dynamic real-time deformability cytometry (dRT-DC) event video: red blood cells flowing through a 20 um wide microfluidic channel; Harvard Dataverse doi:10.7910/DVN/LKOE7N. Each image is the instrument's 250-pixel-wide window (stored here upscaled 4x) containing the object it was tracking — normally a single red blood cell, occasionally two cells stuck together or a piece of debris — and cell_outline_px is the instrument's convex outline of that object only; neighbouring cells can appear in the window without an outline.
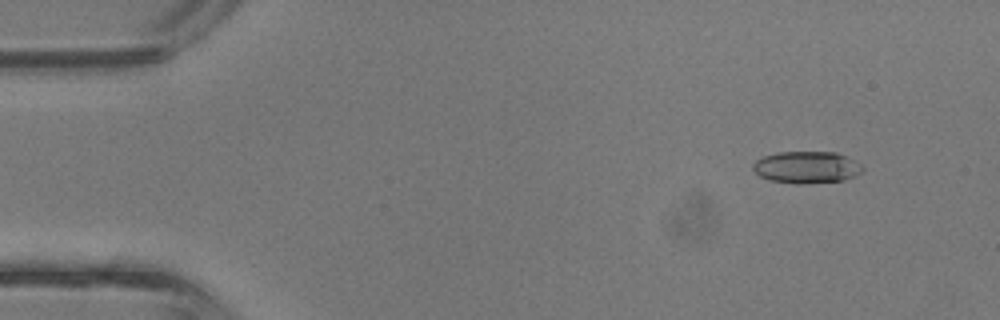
{"species": "common noctule bat (a hibernating species)", "species_latin": "Nyctalus noctula", "temperature_condition": "room temperature", "stored_images_in_passage": 41, "camera_frame_rate_fps": 3000, "um_per_image_px": 0.085, "animal": {"sex": "male", "body_mass_g": 13.3}, "frame": {"image": 1, "passage_image": 3, "time_ms": 0.667, "image_size_px": [1000, 320], "cell_outline_px": [[864, 168], [856, 176], [844, 180], [800, 184], [768, 180], [760, 176], [752, 168], [752, 164], [756, 160], [764, 156], [776, 152], [836, 152], [860, 164]], "centroid_in_image_um": [68.53, 14.22], "position_along_channel_um": 16.5, "area_um2": 20.29}}
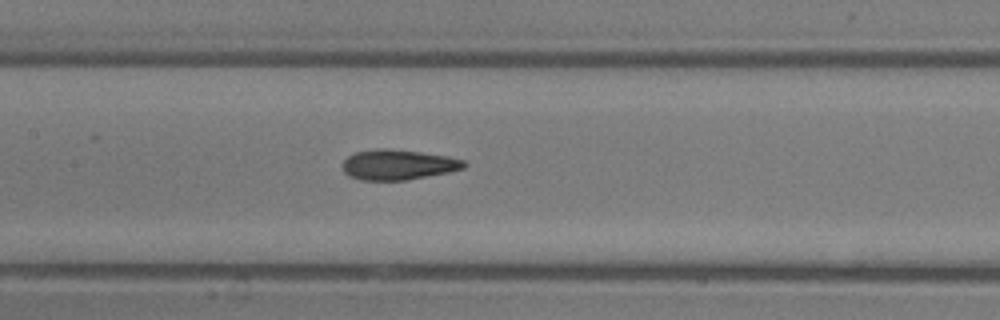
{"frame": {"image": 2, "passage_image": 19, "time_ms": 6.0, "image_size_px": [1000, 320], "cell_outline_px": [[468, 164], [464, 168], [448, 172], [404, 180], [360, 180], [348, 176], [344, 172], [344, 160], [348, 156], [356, 152], [376, 148], [388, 148], [420, 152], [448, 156], [464, 160]], "centroid_in_image_um": [33.84, 13.99], "position_along_channel_um": 173.6, "area_um2": 21.33}}
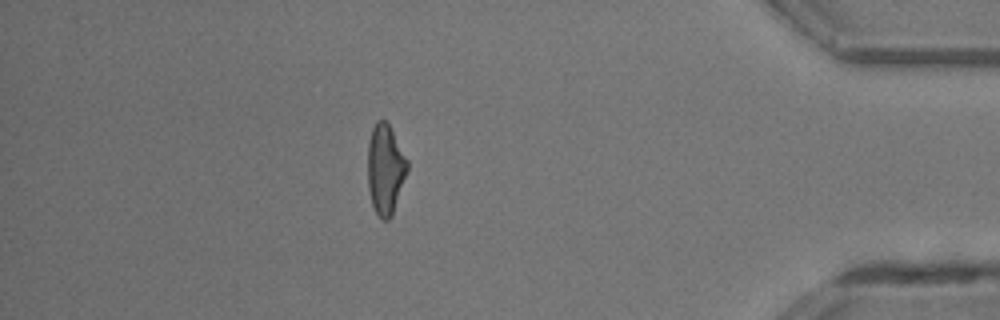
{"frame": {"image": 3, "passage_image": 36, "time_ms": 11.667, "image_size_px": [1000, 320], "cell_outline_px": [[408, 168], [392, 216], [388, 220], [384, 220], [376, 212], [372, 204], [368, 188], [368, 140], [372, 128], [376, 120], [384, 120], [388, 124], [408, 160]], "centroid_in_image_um": [32.74, 14.37], "position_along_channel_um": 402.5, "area_um2": 20.58}, "authors_computed_cell_mechanics": {"area_um2": 20.7502, "velocity_mm_per_s": 4.8573, "shape_relaxation_time_tau1_ms": 6.9457, "shape_relaxation_time_tau2_ms": 1.8042, "deformation_change_tau1": 0.2209, "deformation_change_tau2": 0.1089}}